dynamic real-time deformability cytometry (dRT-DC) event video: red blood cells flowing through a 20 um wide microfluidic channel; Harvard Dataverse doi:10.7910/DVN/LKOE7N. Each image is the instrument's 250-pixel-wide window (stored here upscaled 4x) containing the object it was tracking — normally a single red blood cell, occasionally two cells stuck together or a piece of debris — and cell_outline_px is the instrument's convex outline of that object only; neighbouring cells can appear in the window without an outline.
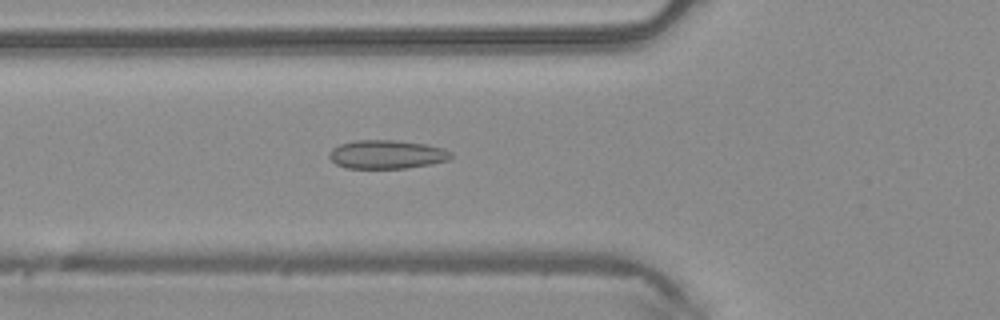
{"species": "common noctule bat (a hibernating species)", "species_latin": "Nyctalus noctula", "temperature_condition": "warm", "stored_images_in_passage": 38, "camera_frame_rate_fps": 3000, "um_per_image_px": 0.085, "animal": {"sex": "male", "body_mass_g": 20.4}, "frame": {"image": 1, "passage_image": 18, "time_ms": 5.667, "image_size_px": [1000, 320], "cell_outline_px": [[452, 156], [448, 160], [432, 164], [404, 168], [348, 168], [336, 164], [328, 156], [328, 152], [332, 148], [340, 144], [356, 140], [396, 140], [424, 144], [444, 148], [452, 152]], "centroid_in_image_um": [32.87, 13.12], "position_along_channel_um": 92.9, "area_um2": 20.35}}
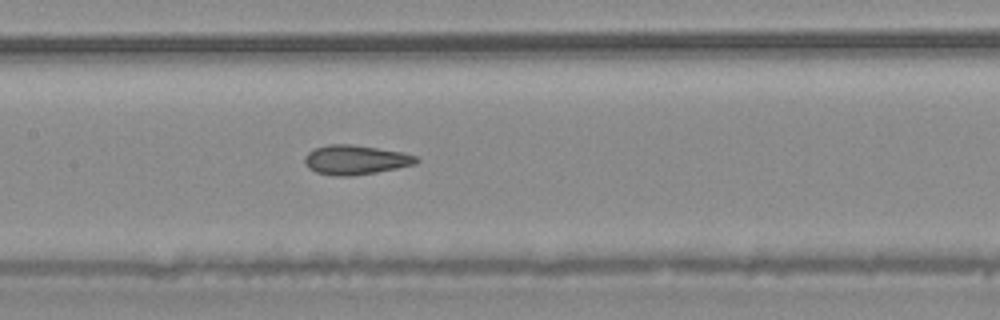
{"frame": {"image": 2, "passage_image": 24, "time_ms": 7.667, "image_size_px": [1000, 320], "cell_outline_px": [[420, 160], [416, 164], [376, 172], [352, 176], [336, 176], [316, 172], [308, 168], [304, 164], [304, 156], [308, 152], [316, 148], [328, 144], [352, 144], [404, 152], [420, 156]], "centroid_in_image_um": [30.24, 13.58], "position_along_channel_um": 177.2, "area_um2": 19.36}}
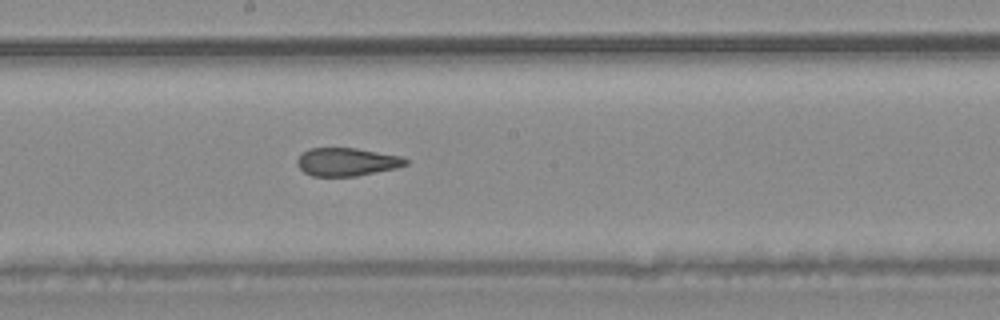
{"frame": {"image": 3, "passage_image": 27, "time_ms": 8.667, "image_size_px": [1000, 320], "cell_outline_px": [[408, 164], [396, 168], [356, 176], [312, 176], [304, 172], [296, 164], [296, 160], [308, 148], [356, 148], [400, 156], [408, 160]], "centroid_in_image_um": [29.46, 13.76], "position_along_channel_um": 218.7, "area_um2": 17.69}}